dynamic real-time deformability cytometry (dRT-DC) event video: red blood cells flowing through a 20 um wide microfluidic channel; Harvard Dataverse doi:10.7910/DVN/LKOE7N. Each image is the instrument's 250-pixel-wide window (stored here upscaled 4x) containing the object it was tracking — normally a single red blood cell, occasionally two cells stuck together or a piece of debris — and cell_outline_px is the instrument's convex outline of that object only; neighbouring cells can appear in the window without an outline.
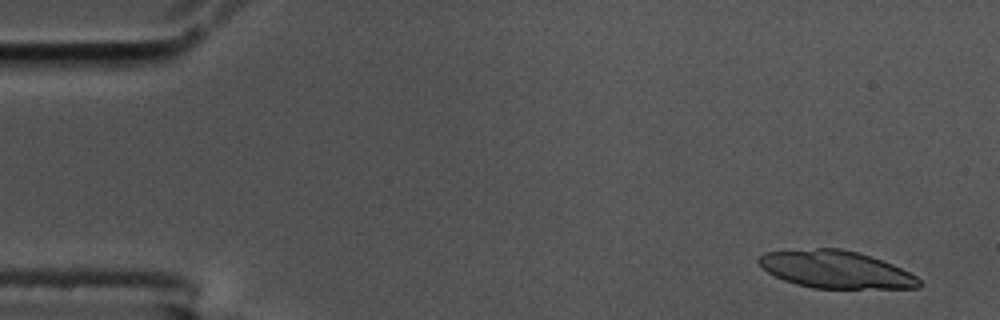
{"species": "common noctule bat (a hibernating species)", "species_latin": "Nyctalus noctula", "temperature_condition": "cold", "stored_images_in_passage": 54, "camera_frame_rate_fps": 3000, "um_per_image_px": 0.085, "animal": {"sex": "male", "body_mass_g": 17.5, "forearm_length_mm": 52.3}, "frame": {"image": 1, "passage_image": 1, "time_ms": 0.0, "image_size_px": [1000, 320], "cell_outline_px": [[920, 288], [812, 288], [796, 284], [784, 280], [768, 272], [756, 260], [764, 252], [816, 248], [840, 248], [872, 256], [892, 264], [916, 276], [920, 280]], "centroid_in_image_um": [71.04, 22.9], "position_along_channel_um": 14.0, "area_um2": 34.8}}
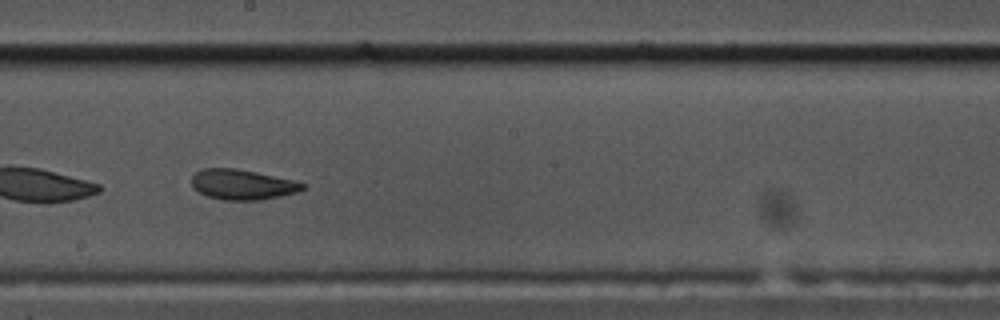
{"frame": {"image": 2, "passage_image": 30, "time_ms": 9.667, "image_size_px": [1000, 320], "cell_outline_px": [[308, 184], [304, 188], [296, 192], [260, 200], [224, 200], [208, 196], [200, 192], [192, 184], [192, 176], [196, 172], [204, 168], [236, 168], [256, 172], [292, 180]], "centroid_in_image_um": [20.6, 15.68], "position_along_channel_um": 227.6, "area_um2": 19.25}}
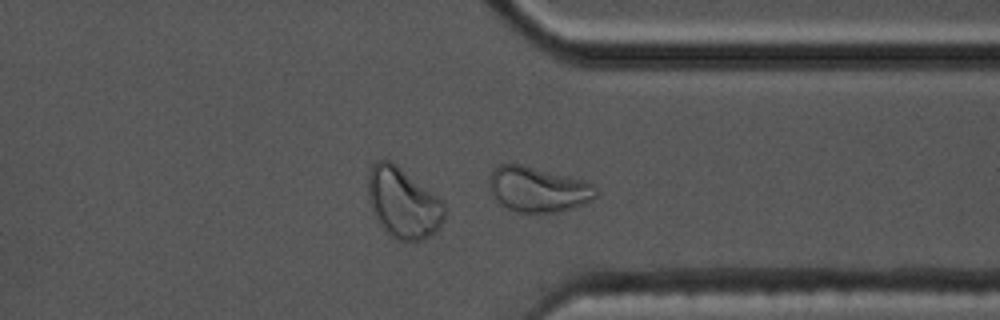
{"frame": {"image": 3, "passage_image": 42, "time_ms": 13.667, "image_size_px": [1000, 320], "cell_outline_px": [[596, 196], [592, 200], [584, 204], [572, 208], [556, 212], [520, 212], [508, 208], [500, 204], [496, 200], [488, 188], [488, 176], [492, 168], [500, 164], [520, 164], [588, 180], [596, 184]], "centroid_in_image_um": [45.73, 16.07], "position_along_channel_um": 365.7, "area_um2": 28.55}, "authors_computed_cell_mechanics": {"area_um2": 27.3394, "velocity_mm_per_s": 3.4531, "shape_relaxation_time_tau1_ms": 6.6131, "shape_relaxation_time_tau2_ms": 2.1037, "deformation_change_tau1": 0.1939, "deformation_change_tau2": 0.085}}